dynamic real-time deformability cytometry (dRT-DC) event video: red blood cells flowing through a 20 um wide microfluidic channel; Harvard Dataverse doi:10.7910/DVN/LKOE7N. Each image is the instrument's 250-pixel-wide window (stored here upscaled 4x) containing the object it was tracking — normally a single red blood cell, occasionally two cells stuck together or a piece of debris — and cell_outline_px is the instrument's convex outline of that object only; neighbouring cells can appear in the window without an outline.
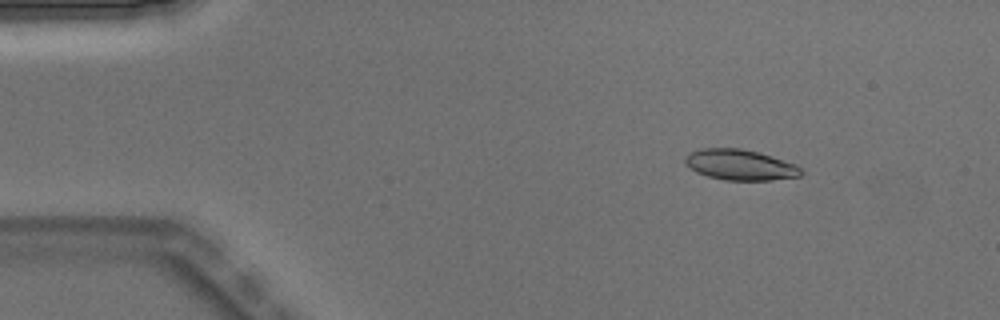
{"species": "Egyptian fruit bat (a non-hibernating species)", "species_latin": "Rousettus aegyptiacus", "temperature_condition": "warm", "stored_images_in_passage": 3, "camera_frame_rate_fps": 3000, "um_per_image_px": 0.085, "animal": {"sex": "male"}, "frame": {"image": 1, "passage_image": 1, "time_ms": 0.0, "image_size_px": [1000, 320], "cell_outline_px": [[804, 172], [800, 176], [772, 180], [724, 180], [708, 176], [696, 172], [684, 164], [684, 160], [692, 152], [700, 148], [740, 148], [760, 152], [796, 164]], "centroid_in_image_um": [62.93, 14.01], "position_along_channel_um": 22.1, "area_um2": 20.75}}